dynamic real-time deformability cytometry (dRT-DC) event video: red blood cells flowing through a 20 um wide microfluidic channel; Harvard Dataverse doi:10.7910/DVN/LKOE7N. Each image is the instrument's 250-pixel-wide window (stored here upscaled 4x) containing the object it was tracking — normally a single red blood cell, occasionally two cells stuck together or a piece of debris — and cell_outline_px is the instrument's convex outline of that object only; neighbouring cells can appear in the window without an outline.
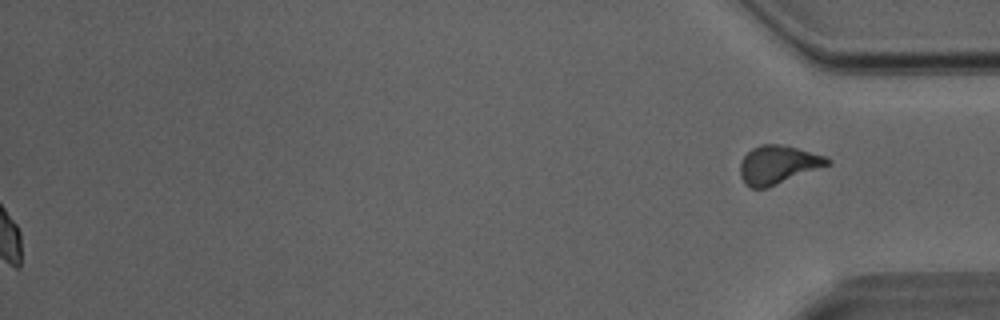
{"species": "Egyptian fruit bat (a non-hibernating species)", "species_latin": "Rousettus aegyptiacus", "temperature_condition": "room temperature", "stored_images_in_passage": 31, "segment_of_instrument_passage": [2, 2], "camera_frame_rate_fps": 3000, "um_per_image_px": 0.085, "animal": {"sex": "male"}, "frame": {"image": 1, "passage_image": 31, "time_ms": 10.0, "image_size_px": [1000, 320], "cell_outline_px": [[832, 164], [768, 188], [752, 188], [744, 184], [740, 176], [740, 164], [744, 156], [752, 148], [760, 144], [780, 144], [796, 148], [824, 156], [832, 160]], "centroid_in_image_um": [66.13, 14.02], "position_along_channel_um": 369.1, "area_um2": 19.65}}